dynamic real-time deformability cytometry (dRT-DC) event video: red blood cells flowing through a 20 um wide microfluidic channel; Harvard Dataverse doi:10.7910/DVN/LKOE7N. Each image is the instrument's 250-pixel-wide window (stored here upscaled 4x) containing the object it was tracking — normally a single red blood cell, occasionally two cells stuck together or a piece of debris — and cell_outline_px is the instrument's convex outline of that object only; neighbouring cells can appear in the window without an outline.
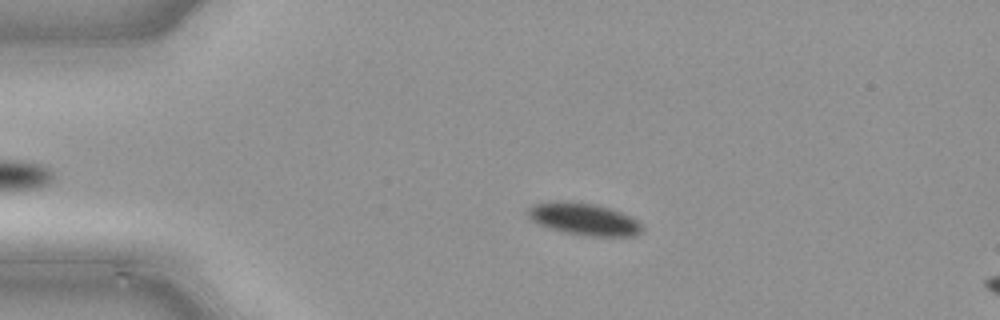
{"species": "common noctule bat (a hibernating species)", "species_latin": "Nyctalus noctula", "temperature_condition": "cold", "stored_images_in_passage": 49, "camera_frame_rate_fps": 3000, "um_per_image_px": 0.085, "animal": {"sex": "male", "body_mass_g": 21.5, "forearm_length_mm": 52.0}, "frame": {"image": 1, "passage_image": 11, "time_ms": 3.333, "image_size_px": [1000, 320], "cell_outline_px": [[644, 228], [636, 236], [584, 236], [564, 232], [548, 228], [532, 220], [528, 216], [528, 208], [536, 204], [548, 200], [560, 200], [596, 204], [620, 212], [636, 220]], "centroid_in_image_um": [49.6, 18.62], "position_along_channel_um": 35.4, "area_um2": 21.39}}
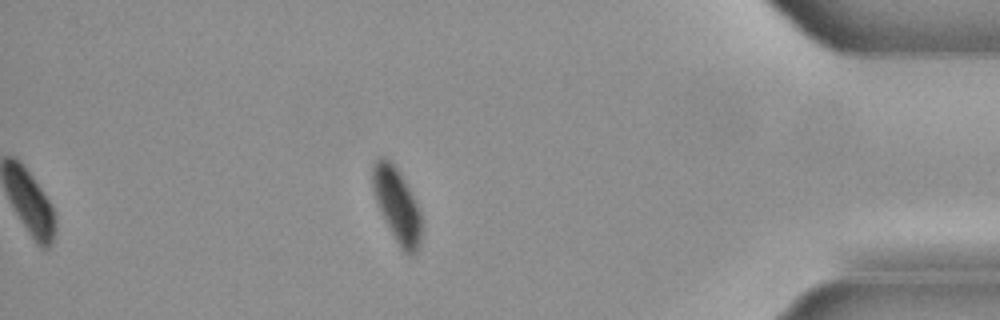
{"frame": {"image": 2, "passage_image": 43, "time_ms": 14.0, "image_size_px": [1000, 320], "cell_outline_px": [[420, 240], [416, 252], [412, 256], [408, 256], [400, 248], [384, 220], [376, 200], [372, 184], [372, 164], [376, 160], [384, 156], [400, 172], [420, 212]], "centroid_in_image_um": [33.72, 17.45], "position_along_channel_um": 401.5, "area_um2": 20.63}}